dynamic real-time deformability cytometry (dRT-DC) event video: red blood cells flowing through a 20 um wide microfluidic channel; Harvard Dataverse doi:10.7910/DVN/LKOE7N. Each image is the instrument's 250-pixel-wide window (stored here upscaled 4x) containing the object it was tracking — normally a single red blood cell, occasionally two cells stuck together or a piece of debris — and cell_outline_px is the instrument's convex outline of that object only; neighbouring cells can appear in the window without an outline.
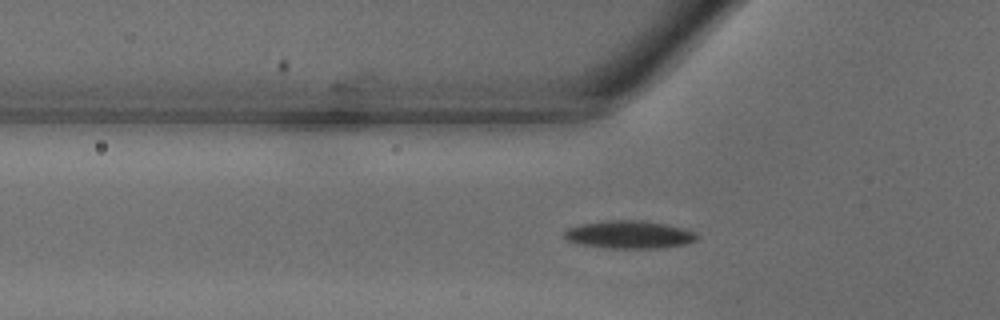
{"species": "common noctule bat (a hibernating species)", "species_latin": "Nyctalus noctula", "temperature_condition": "warm", "stored_images_in_passage": 31, "segment_of_instrument_passage": [1, 2], "camera_frame_rate_fps": 3000, "um_per_image_px": 0.085, "animal": {"sex": "male", "body_mass_g": 18.8}, "frame": {"image": 1, "passage_image": 4, "time_ms": 1.0, "image_size_px": [1000, 320], "cell_outline_px": [[700, 236], [696, 240], [684, 244], [660, 248], [608, 248], [580, 244], [568, 240], [564, 236], [564, 232], [568, 228], [580, 224], [604, 220], [640, 220], [664, 224], [684, 228]], "centroid_in_image_um": [53.47, 19.93], "position_along_channel_um": 72.3, "area_um2": 21.39}}
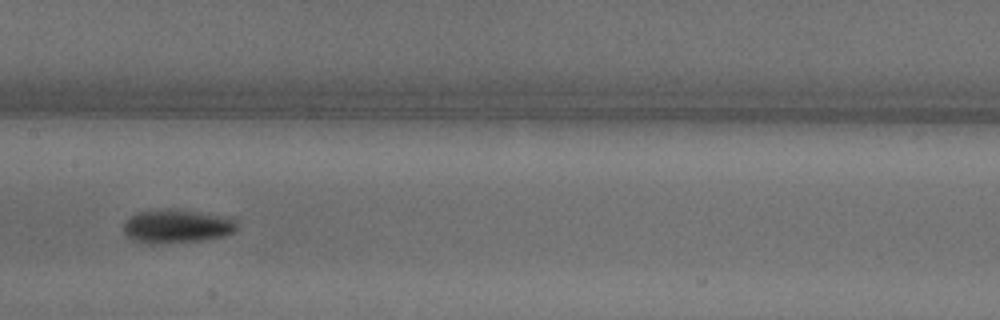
{"frame": {"image": 2, "passage_image": 11, "time_ms": 3.333, "image_size_px": [1000, 320], "cell_outline_px": [[236, 228], [232, 232], [224, 236], [200, 240], [160, 244], [136, 244], [124, 236], [124, 220], [140, 212], [168, 208], [176, 208], [220, 216], [236, 220]], "centroid_in_image_um": [14.92, 19.25], "position_along_channel_um": 192.5, "area_um2": 22.43}}
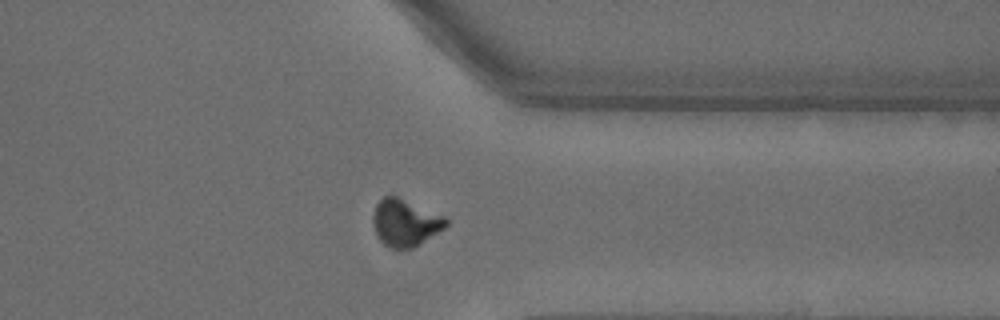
{"frame": {"image": 3, "passage_image": 22, "time_ms": 7.0, "image_size_px": [1000, 320], "cell_outline_px": [[448, 224], [444, 228], [412, 248], [392, 248], [384, 244], [376, 236], [372, 224], [372, 216], [376, 204], [384, 196], [396, 196], [444, 216], [448, 220]], "centroid_in_image_um": [34.4, 18.93], "position_along_channel_um": 377.0, "area_um2": 19.77}}